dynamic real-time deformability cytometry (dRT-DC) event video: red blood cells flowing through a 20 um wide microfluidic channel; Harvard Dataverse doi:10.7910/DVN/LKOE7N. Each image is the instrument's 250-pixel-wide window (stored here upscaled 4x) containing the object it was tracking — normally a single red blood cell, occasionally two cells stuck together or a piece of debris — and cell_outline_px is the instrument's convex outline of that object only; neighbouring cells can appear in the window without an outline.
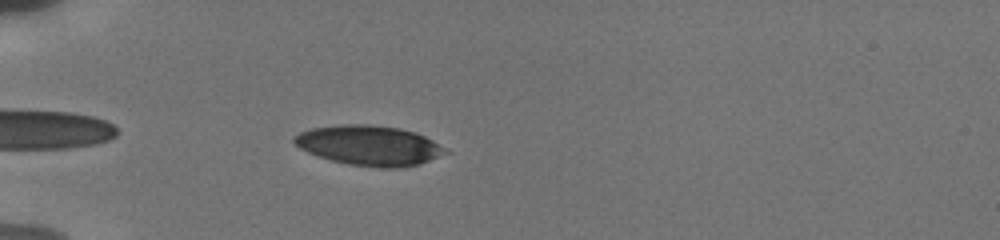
{"species": "human", "species_latin": "Homo sapiens", "temperature_condition": "cold", "stored_images_in_passage": 7, "camera_frame_rate_fps": 3000, "um_per_image_px": 0.085, "donor": {"sex": "male"}, "frame": {"image": 1, "passage_image": 3, "time_ms": 0.667, "image_size_px": [1000, 240], "cell_outline_px": [[452, 152], [420, 164], [404, 168], [380, 168], [348, 164], [332, 160], [308, 152], [300, 148], [292, 140], [292, 136], [300, 132], [312, 128], [340, 124], [368, 124], [400, 128], [416, 132], [432, 140]], "centroid_in_image_um": [31.42, 12.36], "position_along_channel_um": 53.6, "area_um2": 35.43}}
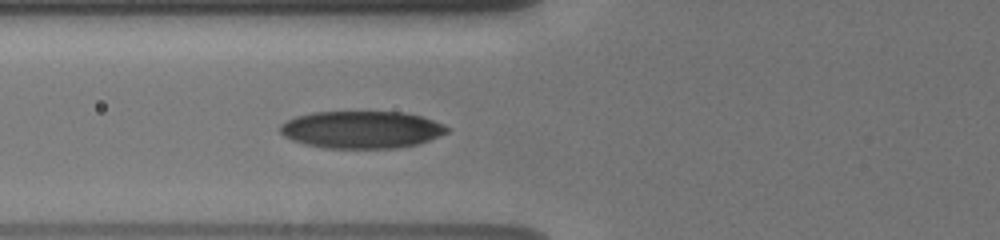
{"frame": {"image": 2, "passage_image": 7, "time_ms": 2.333, "image_size_px": [1000, 240], "cell_outline_px": [[448, 132], [428, 140], [416, 144], [396, 148], [324, 148], [292, 140], [284, 136], [280, 132], [280, 124], [296, 116], [312, 112], [404, 112], [420, 116], [444, 124], [448, 128]], "centroid_in_image_um": [30.71, 11.01], "position_along_channel_um": 95.1, "area_um2": 36.07}}